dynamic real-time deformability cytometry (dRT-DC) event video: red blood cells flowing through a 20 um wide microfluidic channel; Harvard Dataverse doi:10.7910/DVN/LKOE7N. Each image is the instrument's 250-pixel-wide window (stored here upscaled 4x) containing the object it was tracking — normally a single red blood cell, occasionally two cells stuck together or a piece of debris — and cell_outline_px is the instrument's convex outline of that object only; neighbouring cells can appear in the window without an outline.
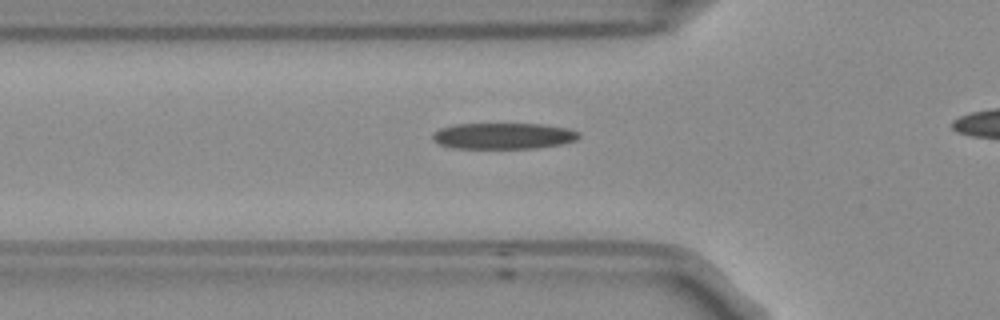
{"species": "Egyptian fruit bat (a non-hibernating species)", "species_latin": "Rousettus aegyptiacus", "temperature_condition": "room temperature", "stored_images_in_passage": 37, "camera_frame_rate_fps": 3000, "um_per_image_px": 0.085, "frame": {"image": 1, "passage_image": 11, "time_ms": 3.333, "image_size_px": [1000, 320], "cell_outline_px": [[580, 136], [576, 140], [560, 144], [536, 148], [452, 148], [440, 144], [432, 140], [432, 132], [440, 128], [452, 124], [544, 124], [568, 128], [580, 132]], "centroid_in_image_um": [42.77, 11.55], "position_along_channel_um": 83.0, "area_um2": 22.43}}
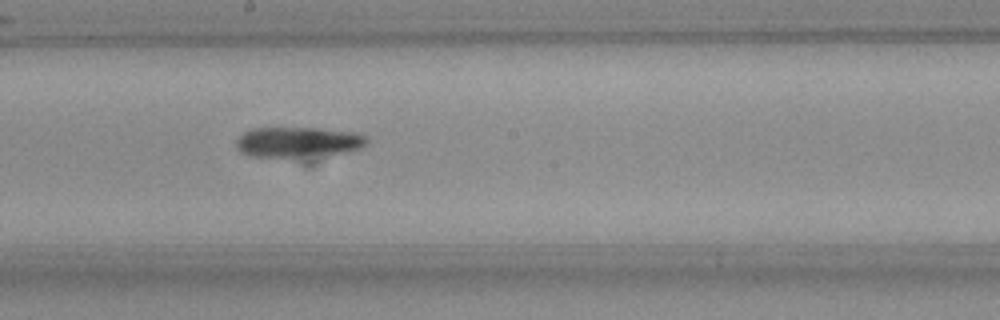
{"frame": {"image": 2, "passage_image": 22, "time_ms": 7.0, "image_size_px": [1000, 320], "cell_outline_px": [[368, 140], [360, 148], [344, 152], [296, 156], [252, 156], [240, 152], [236, 148], [236, 140], [244, 132], [252, 128], [324, 128], [360, 132]], "centroid_in_image_um": [25.32, 12.04], "position_along_channel_um": 222.9, "area_um2": 22.72}}